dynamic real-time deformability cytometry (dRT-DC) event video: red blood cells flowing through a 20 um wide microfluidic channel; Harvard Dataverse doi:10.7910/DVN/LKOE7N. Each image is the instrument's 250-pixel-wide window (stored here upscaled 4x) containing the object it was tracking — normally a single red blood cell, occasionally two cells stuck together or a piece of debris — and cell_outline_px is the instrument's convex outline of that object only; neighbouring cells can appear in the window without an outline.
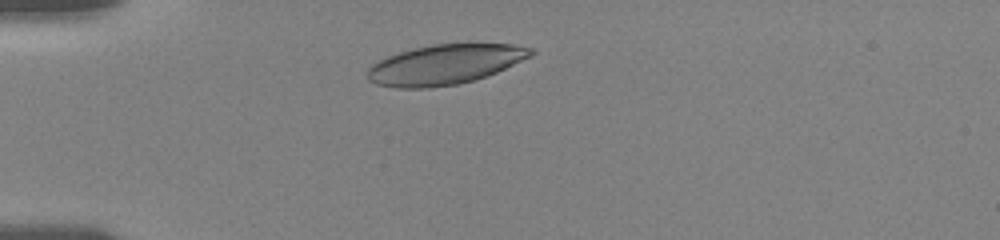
{"species": "human", "species_latin": "Homo sapiens", "temperature_condition": "room temperature", "stored_images_in_passage": 20, "camera_frame_rate_fps": 3000, "um_per_image_px": 0.085, "donor": {"sex": "female"}, "frame": {"image": 1, "passage_image": 6, "time_ms": 1.0, "image_size_px": [1000, 240], "cell_outline_px": [[536, 52], [532, 56], [496, 72], [472, 80], [456, 84], [428, 88], [396, 88], [376, 84], [368, 80], [368, 68], [372, 64], [388, 56], [400, 52], [432, 44], [512, 44], [532, 48]], "centroid_in_image_um": [37.81, 5.48], "position_along_channel_um": 47.2, "area_um2": 37.63}}
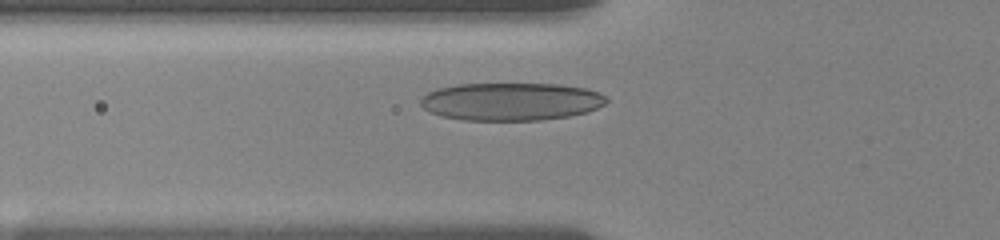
{"frame": {"image": 2, "passage_image": 16, "time_ms": 2.667, "image_size_px": [1000, 240], "cell_outline_px": [[608, 100], [604, 104], [588, 112], [568, 116], [540, 120], [464, 120], [440, 116], [428, 112], [420, 104], [420, 100], [428, 92], [436, 88], [456, 84], [560, 84], [584, 88], [600, 92]], "centroid_in_image_um": [43.41, 8.63], "position_along_channel_um": 82.4, "area_um2": 41.1}}